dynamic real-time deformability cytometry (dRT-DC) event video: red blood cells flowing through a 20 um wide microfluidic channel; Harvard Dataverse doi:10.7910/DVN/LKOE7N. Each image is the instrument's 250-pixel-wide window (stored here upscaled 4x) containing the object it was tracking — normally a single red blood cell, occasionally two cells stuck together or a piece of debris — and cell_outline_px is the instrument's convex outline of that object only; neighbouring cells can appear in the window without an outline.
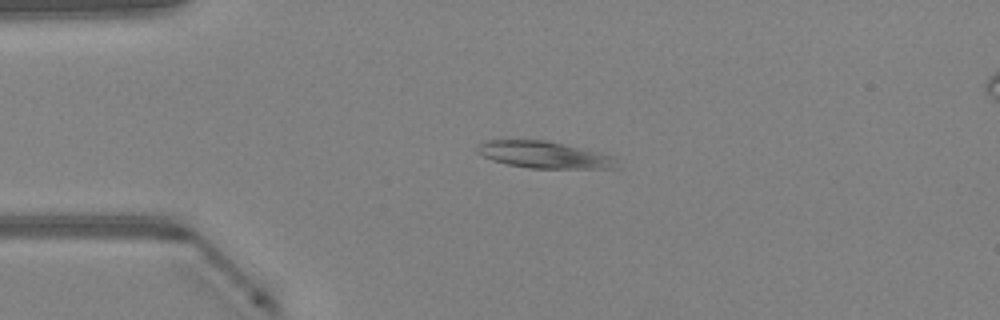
{"species": "Egyptian fruit bat (a non-hibernating species)", "species_latin": "Rousettus aegyptiacus", "temperature_condition": "warm", "stored_images_in_passage": 46, "camera_frame_rate_fps": 3000, "um_per_image_px": 0.085, "animal": {"sex": "female"}, "frame": {"image": 1, "passage_image": 10, "time_ms": 3.0, "image_size_px": [1000, 320], "cell_outline_px": [[616, 168], [528, 168], [508, 164], [492, 160], [476, 152], [476, 144], [484, 140], [544, 140], [612, 156], [616, 160]], "centroid_in_image_um": [46.14, 13.15], "position_along_channel_um": 38.9, "area_um2": 21.39}}
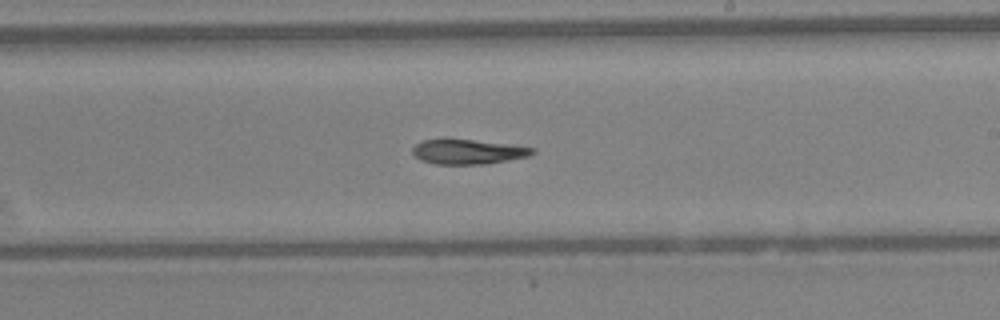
{"frame": {"image": 2, "passage_image": 27, "time_ms": 8.667, "image_size_px": [1000, 320], "cell_outline_px": [[536, 152], [528, 156], [508, 160], [484, 164], [436, 164], [420, 160], [412, 152], [412, 148], [420, 140], [440, 136], [508, 144], [532, 148]], "centroid_in_image_um": [39.67, 12.86], "position_along_channel_um": 249.3, "area_um2": 17.74}}
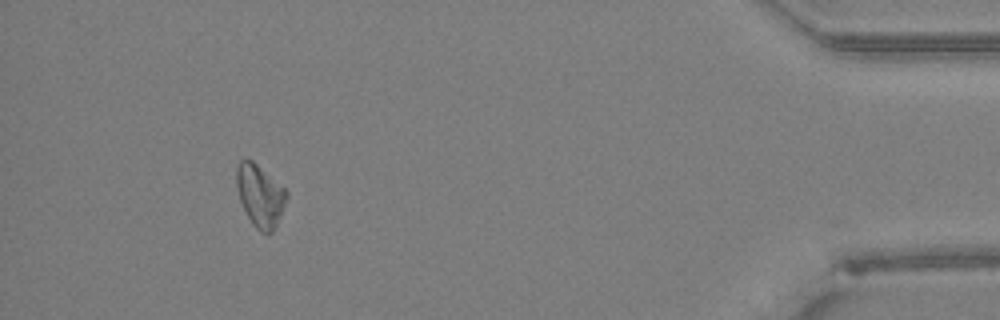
{"frame": {"image": 3, "passage_image": 43, "time_ms": 14.0, "image_size_px": [1000, 320], "cell_outline_px": [[288, 196], [280, 216], [272, 232], [260, 232], [252, 224], [240, 200], [236, 184], [236, 168], [240, 160], [252, 160], [284, 188], [288, 192]], "centroid_in_image_um": [22.1, 16.62], "position_along_channel_um": 413.1, "area_um2": 17.74}}